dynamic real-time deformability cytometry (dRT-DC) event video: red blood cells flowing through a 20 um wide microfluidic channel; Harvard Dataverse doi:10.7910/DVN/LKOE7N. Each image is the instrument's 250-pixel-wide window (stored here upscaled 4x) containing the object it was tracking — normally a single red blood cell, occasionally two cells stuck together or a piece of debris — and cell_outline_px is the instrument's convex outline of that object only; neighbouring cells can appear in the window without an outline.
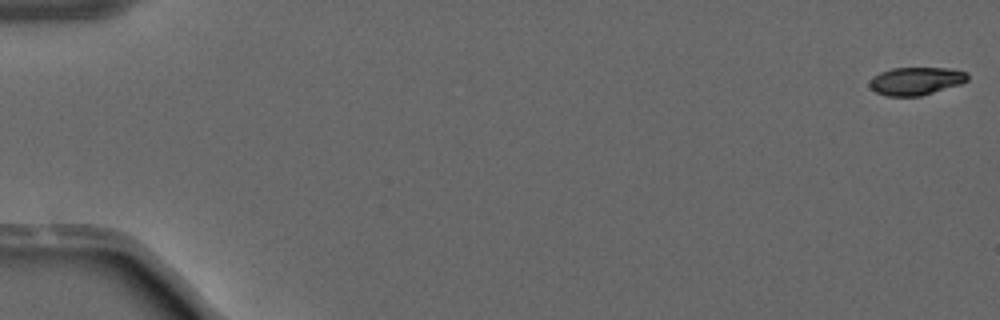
{"species": "common noctule bat (a hibernating species)", "species_latin": "Nyctalus noctula", "temperature_condition": "warm", "stored_images_in_passage": 21, "camera_frame_rate_fps": 3000, "um_per_image_px": 0.085, "animal": {"sex": "male", "forearm_length_mm": 52.5}, "frame": {"image": 1, "passage_image": 1, "time_ms": 0.0, "image_size_px": [1000, 320], "cell_outline_px": [[968, 80], [960, 84], [920, 96], [888, 96], [876, 92], [868, 84], [872, 76], [880, 72], [892, 68], [948, 68], [968, 72]], "centroid_in_image_um": [77.85, 6.88], "position_along_channel_um": 7.2, "area_um2": 15.9}}
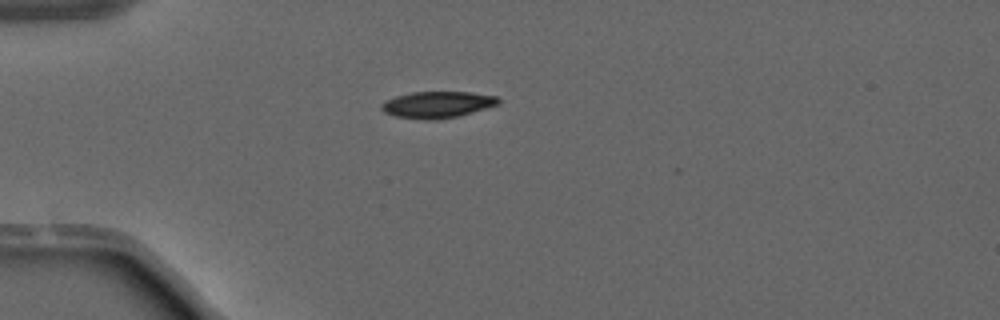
{"frame": {"image": 2, "passage_image": 15, "time_ms": 4.667, "image_size_px": [1000, 320], "cell_outline_px": [[500, 104], [472, 112], [456, 116], [436, 120], [424, 120], [396, 116], [384, 112], [380, 108], [380, 104], [396, 96], [412, 92], [472, 92], [496, 96], [500, 100]], "centroid_in_image_um": [37.18, 8.89], "position_along_channel_um": 47.8, "area_um2": 17.98}}
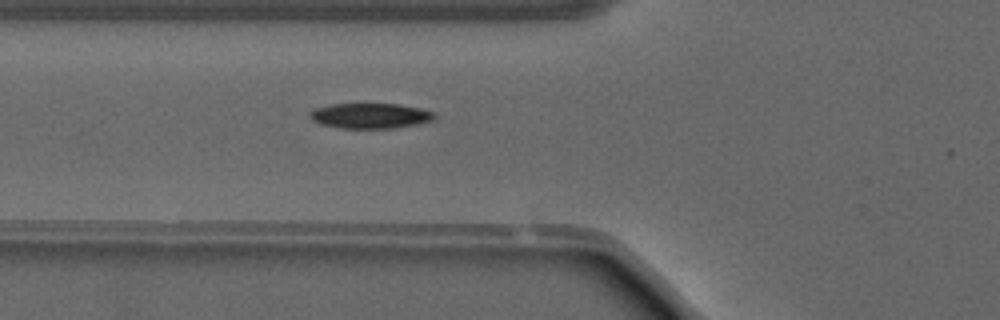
{"frame": {"image": 3, "passage_image": 20, "time_ms": 6.333, "image_size_px": [1000, 320], "cell_outline_px": [[436, 116], [432, 120], [416, 124], [396, 128], [340, 128], [320, 124], [312, 120], [308, 116], [308, 112], [316, 108], [332, 104], [400, 104], [420, 108], [436, 112]], "centroid_in_image_um": [31.47, 9.84], "position_along_channel_um": 94.3, "area_um2": 18.44}}